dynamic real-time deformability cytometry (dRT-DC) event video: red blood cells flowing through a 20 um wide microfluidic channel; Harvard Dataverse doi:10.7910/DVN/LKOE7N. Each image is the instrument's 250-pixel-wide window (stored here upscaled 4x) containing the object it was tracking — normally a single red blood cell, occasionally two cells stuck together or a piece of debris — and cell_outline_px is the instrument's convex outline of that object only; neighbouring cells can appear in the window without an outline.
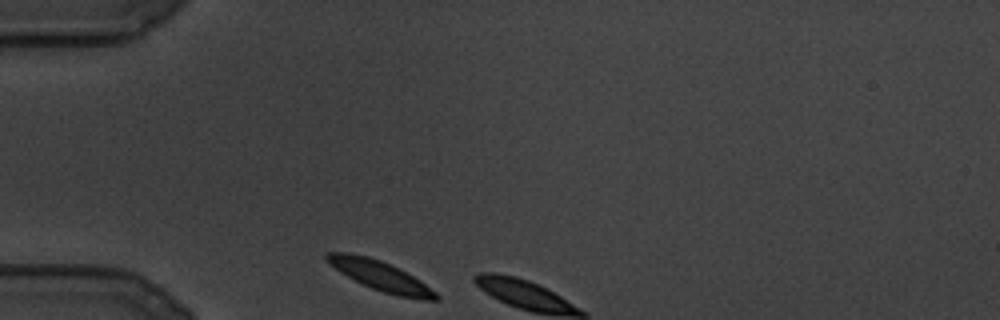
{"species": "common noctule bat (a hibernating species)", "species_latin": "Nyctalus noctula", "temperature_condition": "cold", "stored_images_in_passage": 3, "camera_frame_rate_fps": 3000, "um_per_image_px": 0.085, "animal": {"sex": "male", "body_mass_g": 19.5, "forearm_length_mm": 54.6}, "frame": {"image": 1, "passage_image": 1, "time_ms": 0.0, "image_size_px": [1000, 320], "cell_outline_px": [[440, 300], [424, 300], [400, 296], [384, 292], [372, 288], [340, 272], [324, 260], [324, 256], [328, 252], [348, 252], [368, 256], [380, 260], [420, 280], [436, 292], [440, 296]], "centroid_in_image_um": [32.32, 23.43], "position_along_channel_um": 52.7, "area_um2": 18.55}}